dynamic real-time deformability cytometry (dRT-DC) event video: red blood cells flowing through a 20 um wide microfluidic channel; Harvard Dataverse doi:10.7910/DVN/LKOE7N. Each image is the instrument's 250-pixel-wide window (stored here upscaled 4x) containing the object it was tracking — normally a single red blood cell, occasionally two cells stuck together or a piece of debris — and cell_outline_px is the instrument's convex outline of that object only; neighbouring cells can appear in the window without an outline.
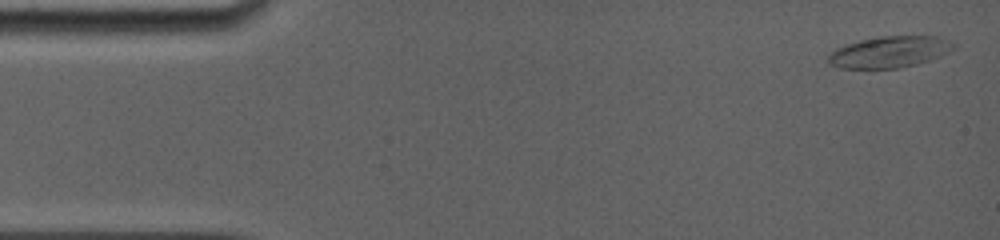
{"species": "common noctule bat (a hibernating species)", "species_latin": "Nyctalus noctula", "temperature_condition": "room temperature", "stored_images_in_passage": 12, "camera_frame_rate_fps": 5000, "um_per_image_px": 0.085, "animal": {"sex": "female", "body_mass_g": 19.0, "forearm_length_mm": 56.7}, "frame": {"image": 1, "passage_image": 1, "time_ms": 0.0, "image_size_px": [1000, 240], "cell_outline_px": [[956, 48], [932, 60], [916, 64], [896, 68], [840, 68], [828, 64], [828, 56], [836, 48], [844, 44], [860, 40], [880, 36], [940, 36], [956, 44]], "centroid_in_image_um": [75.62, 4.41], "position_along_channel_um": 9.4, "area_um2": 23.06}}
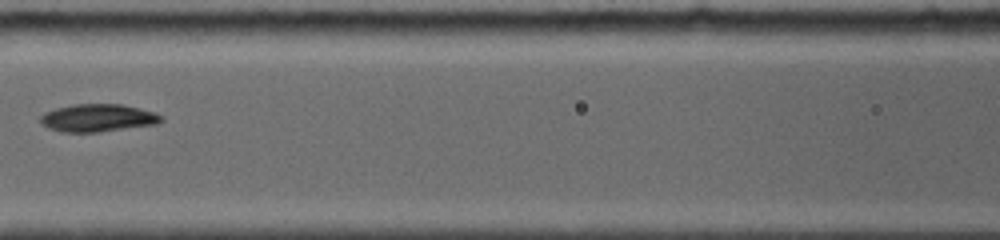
{"frame": {"image": 2, "passage_image": 10, "time_ms": 6.8, "image_size_px": [1000, 240], "cell_outline_px": [[164, 120], [156, 124], [96, 132], [64, 132], [48, 128], [40, 124], [40, 116], [44, 112], [56, 108], [72, 104], [120, 104], [140, 108], [164, 116]], "centroid_in_image_um": [8.29, 10.02], "position_along_channel_um": 158.3, "area_um2": 19.48}}
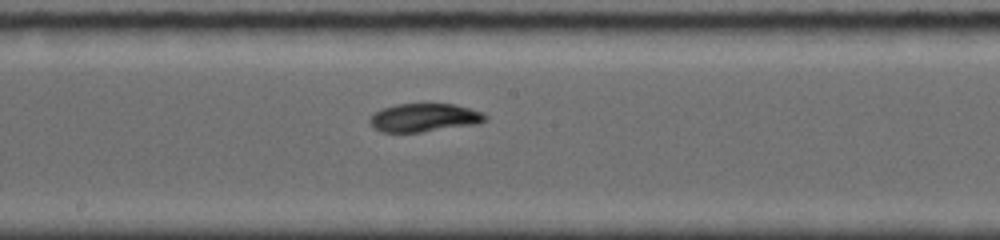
{"frame": {"image": 3, "passage_image": 12, "time_ms": 8.2, "image_size_px": [1000, 240], "cell_outline_px": [[488, 120], [480, 124], [420, 132], [384, 132], [368, 124], [368, 120], [376, 112], [384, 108], [396, 104], [456, 104], [484, 112], [488, 116]], "centroid_in_image_um": [36.14, 10.0], "position_along_channel_um": 212.1, "area_um2": 19.19}}